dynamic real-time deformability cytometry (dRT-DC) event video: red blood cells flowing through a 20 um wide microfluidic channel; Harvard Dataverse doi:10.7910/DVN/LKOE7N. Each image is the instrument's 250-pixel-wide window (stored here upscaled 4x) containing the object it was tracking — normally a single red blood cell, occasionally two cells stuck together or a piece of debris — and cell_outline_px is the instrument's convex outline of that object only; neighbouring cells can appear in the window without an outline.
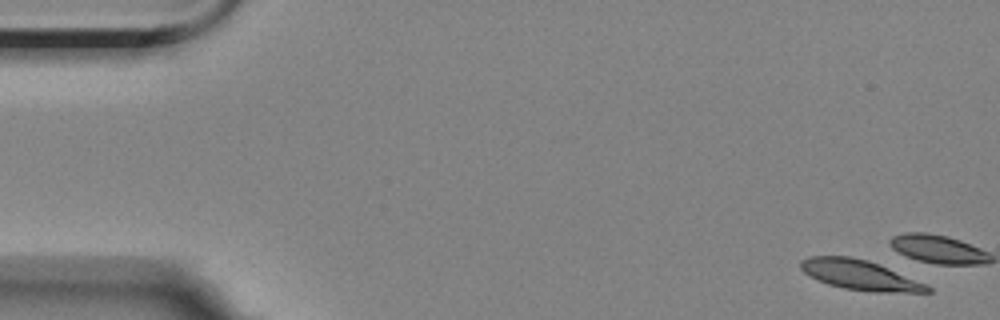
{"species": "Egyptian fruit bat (a non-hibernating species)", "species_latin": "Rousettus aegyptiacus", "temperature_condition": "room temperature", "stored_images_in_passage": 8, "camera_frame_rate_fps": 3000, "um_per_image_px": 0.085, "animal": {"sex": "female"}, "frame": {"image": 1, "passage_image": 1, "time_ms": 0.0, "image_size_px": [1000, 320], "cell_outline_px": [[932, 292], [872, 292], [844, 288], [828, 284], [804, 272], [800, 268], [800, 260], [808, 256], [848, 256], [868, 260], [924, 284], [932, 288]], "centroid_in_image_um": [73.04, 23.37], "position_along_channel_um": 12.0, "area_um2": 21.56}}
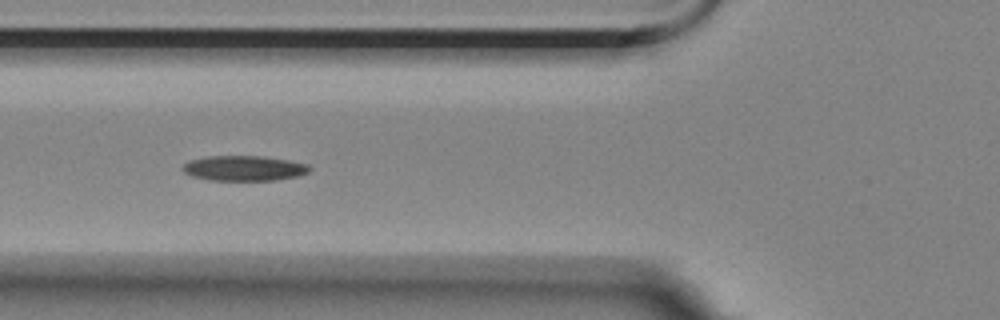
{"frame": {"image": 2, "passage_image": 7, "time_ms": 7.0, "image_size_px": [1000, 320], "cell_outline_px": [[312, 168], [308, 172], [300, 176], [276, 180], [208, 180], [192, 176], [184, 172], [180, 168], [188, 160], [208, 156], [264, 156], [288, 160], [308, 164]], "centroid_in_image_um": [20.74, 14.3], "position_along_channel_um": 105.1, "area_um2": 18.79}}
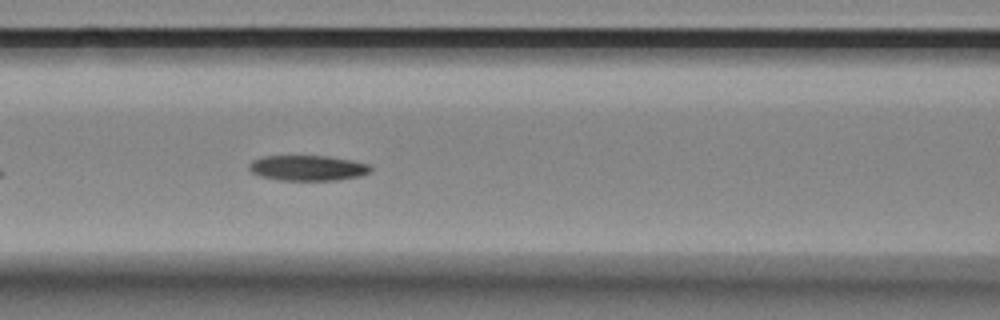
{"frame": {"image": 3, "passage_image": 8, "time_ms": 8.0, "image_size_px": [1000, 320], "cell_outline_px": [[372, 168], [368, 172], [360, 176], [336, 180], [280, 180], [260, 176], [252, 172], [248, 168], [248, 164], [252, 160], [260, 156], [328, 156], [352, 160], [368, 164]], "centroid_in_image_um": [26.12, 14.27], "position_along_channel_um": 140.5, "area_um2": 17.98}}